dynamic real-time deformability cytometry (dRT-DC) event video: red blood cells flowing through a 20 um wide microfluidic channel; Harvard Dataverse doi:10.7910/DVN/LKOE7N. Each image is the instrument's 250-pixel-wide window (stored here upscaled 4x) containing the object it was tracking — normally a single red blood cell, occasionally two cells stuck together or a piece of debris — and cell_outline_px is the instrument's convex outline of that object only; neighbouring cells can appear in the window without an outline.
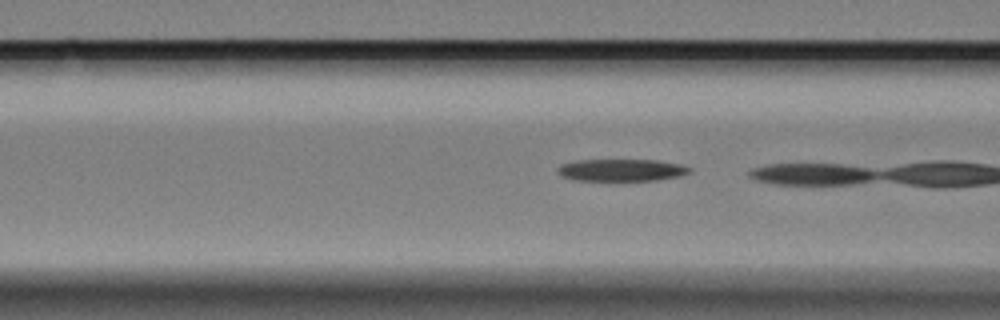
{"species": "Egyptian fruit bat (a non-hibernating species)", "species_latin": "Rousettus aegyptiacus", "temperature_condition": "cold", "stored_images_in_passage": 10, "camera_frame_rate_fps": 3000, "um_per_image_px": 0.085, "animal": {"sex": "female"}, "frame": {"image": 1, "passage_image": 9, "time_ms": 2.667, "image_size_px": [1000, 320], "cell_outline_px": [[692, 168], [688, 172], [676, 176], [656, 180], [576, 180], [560, 176], [556, 172], [556, 168], [560, 164], [576, 160], [656, 160], [680, 164]], "centroid_in_image_um": [52.73, 14.45], "position_along_channel_um": 113.9, "area_um2": 16.88}}